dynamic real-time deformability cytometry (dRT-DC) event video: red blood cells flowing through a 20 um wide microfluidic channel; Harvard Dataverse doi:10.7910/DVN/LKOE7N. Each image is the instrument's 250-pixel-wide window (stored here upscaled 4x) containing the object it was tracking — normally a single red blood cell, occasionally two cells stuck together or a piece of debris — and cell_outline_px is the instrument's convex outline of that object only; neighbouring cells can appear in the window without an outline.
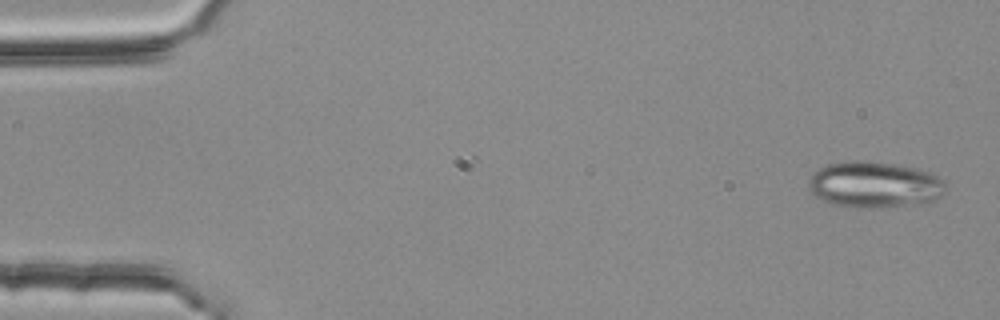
{"species": "common noctule bat (a hibernating species)", "species_latin": "Nyctalus noctula", "temperature_condition": "room temperature", "stored_images_in_passage": 4, "camera_frame_rate_fps": 3000, "um_per_image_px": 0.085, "animal": {"sex": "female", "body_mass_g": 25.1}, "frame": {"image": 1, "passage_image": 1, "time_ms": 0.0, "image_size_px": [1000, 320], "cell_outline_px": [[944, 188], [940, 196], [932, 200], [904, 204], [868, 208], [864, 208], [832, 204], [816, 196], [808, 188], [808, 176], [812, 172], [828, 164], [852, 160], [856, 160], [896, 164], [916, 168], [928, 172], [944, 180]], "centroid_in_image_um": [74.24, 15.67], "position_along_channel_um": 10.8, "area_um2": 36.24}}